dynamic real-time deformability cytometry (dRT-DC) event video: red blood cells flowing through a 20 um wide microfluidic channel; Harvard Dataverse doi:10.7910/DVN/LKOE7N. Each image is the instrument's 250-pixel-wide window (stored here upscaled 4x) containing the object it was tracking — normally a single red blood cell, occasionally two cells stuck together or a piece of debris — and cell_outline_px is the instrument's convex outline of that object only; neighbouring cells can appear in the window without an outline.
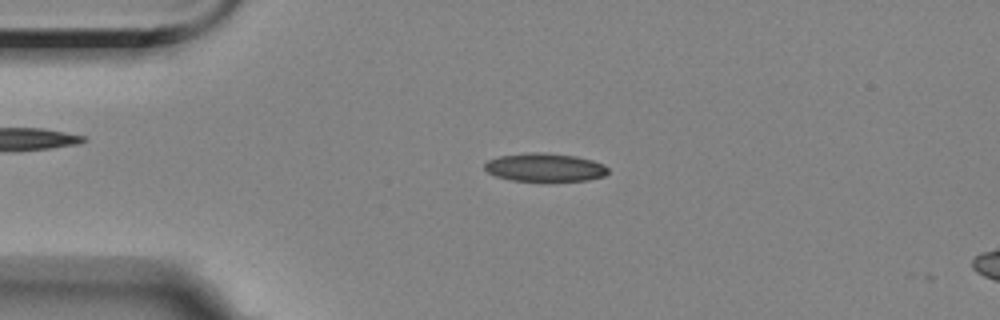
{"species": "Egyptian fruit bat (a non-hibernating species)", "species_latin": "Rousettus aegyptiacus", "temperature_condition": "room temperature", "stored_images_in_passage": 5, "segment_of_instrument_passage": [1, 2], "camera_frame_rate_fps": 3000, "um_per_image_px": 0.085, "animal": {"sex": "female"}, "frame": {"image": 1, "passage_image": 3, "time_ms": 2.333, "image_size_px": [1000, 320], "cell_outline_px": [[608, 172], [604, 176], [588, 180], [544, 184], [512, 180], [496, 176], [488, 172], [484, 168], [484, 164], [488, 160], [500, 156], [532, 152], [540, 152], [576, 156], [592, 160], [604, 164], [608, 168]], "centroid_in_image_um": [46.33, 14.28], "position_along_channel_um": 38.7, "area_um2": 21.15}}